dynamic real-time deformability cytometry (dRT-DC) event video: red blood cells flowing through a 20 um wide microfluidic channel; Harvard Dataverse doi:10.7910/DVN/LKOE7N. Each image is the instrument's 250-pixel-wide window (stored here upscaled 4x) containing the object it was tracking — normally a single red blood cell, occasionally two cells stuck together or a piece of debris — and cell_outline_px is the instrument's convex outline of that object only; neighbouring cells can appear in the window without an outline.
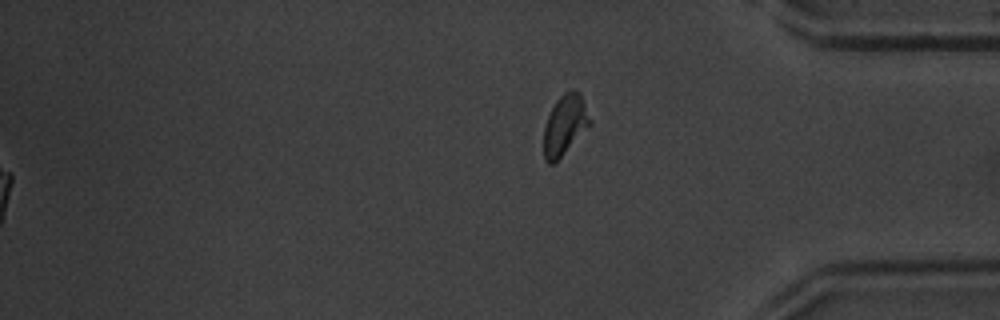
{"species": "common noctule bat (a hibernating species)", "species_latin": "Nyctalus noctula", "temperature_condition": "warm", "stored_images_in_passage": 49, "segment_of_instrument_passage": [2, 2], "camera_frame_rate_fps": 3000, "um_per_image_px": 0.085, "animal": {"sex": "male", "body_mass_g": 20.1, "forearm_length_mm": 53.5}, "frame": {"image": 1, "passage_image": 49, "time_ms": 16.0, "image_size_px": [1000, 320], "cell_outline_px": [[592, 124], [552, 164], [548, 164], [544, 160], [544, 128], [548, 116], [556, 100], [564, 92], [572, 88], [580, 92], [592, 120]], "centroid_in_image_um": [48.03, 10.57], "position_along_channel_um": 387.2, "area_um2": 16.13}}